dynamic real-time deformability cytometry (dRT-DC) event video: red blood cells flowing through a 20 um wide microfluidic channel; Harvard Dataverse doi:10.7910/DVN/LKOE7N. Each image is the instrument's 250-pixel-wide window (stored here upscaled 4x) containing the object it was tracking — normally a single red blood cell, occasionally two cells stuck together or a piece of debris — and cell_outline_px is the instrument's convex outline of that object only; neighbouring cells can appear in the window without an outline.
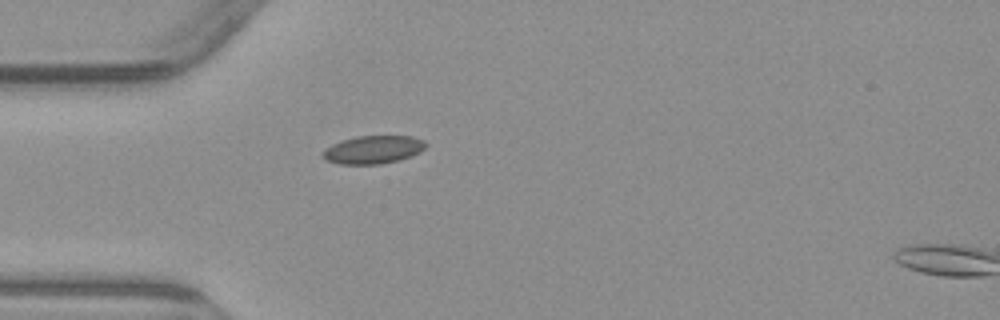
{"species": "common noctule bat (a hibernating species)", "species_latin": "Nyctalus noctula", "temperature_condition": "warm", "stored_images_in_passage": 2, "camera_frame_rate_fps": 3000, "um_per_image_px": 0.085, "animal": {"sex": "male", "body_mass_g": 23.1, "forearm_length_mm": 52.7}, "frame": {"image": 1, "passage_image": 1, "time_ms": 0.0, "image_size_px": [1000, 320], "cell_outline_px": [[428, 144], [420, 152], [400, 160], [380, 164], [340, 164], [328, 160], [320, 156], [332, 144], [340, 140], [356, 136], [412, 136], [424, 140]], "centroid_in_image_um": [31.75, 12.71], "position_along_channel_um": 53.3, "area_um2": 16.82}}